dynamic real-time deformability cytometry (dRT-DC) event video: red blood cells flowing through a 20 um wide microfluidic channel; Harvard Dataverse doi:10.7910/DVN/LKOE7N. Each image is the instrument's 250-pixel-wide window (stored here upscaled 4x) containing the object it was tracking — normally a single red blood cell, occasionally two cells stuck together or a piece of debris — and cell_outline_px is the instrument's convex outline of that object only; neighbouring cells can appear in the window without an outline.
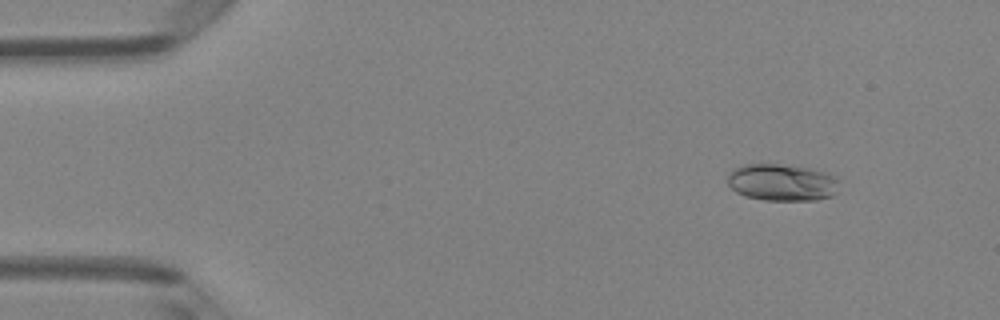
{"species": "Egyptian fruit bat (a non-hibernating species)", "species_latin": "Rousettus aegyptiacus", "temperature_condition": "room temperature", "stored_images_in_passage": 3, "camera_frame_rate_fps": 3000, "um_per_image_px": 0.085, "animal": {"sex": "female"}, "frame": {"image": 1, "passage_image": 1, "time_ms": 0.0, "image_size_px": [1000, 320], "cell_outline_px": [[836, 192], [832, 196], [816, 200], [764, 200], [744, 196], [736, 192], [728, 184], [728, 176], [736, 168], [744, 164], [776, 164], [808, 168], [824, 172], [836, 176]], "centroid_in_image_um": [66.45, 15.52], "position_along_channel_um": 18.5, "area_um2": 23.76}}